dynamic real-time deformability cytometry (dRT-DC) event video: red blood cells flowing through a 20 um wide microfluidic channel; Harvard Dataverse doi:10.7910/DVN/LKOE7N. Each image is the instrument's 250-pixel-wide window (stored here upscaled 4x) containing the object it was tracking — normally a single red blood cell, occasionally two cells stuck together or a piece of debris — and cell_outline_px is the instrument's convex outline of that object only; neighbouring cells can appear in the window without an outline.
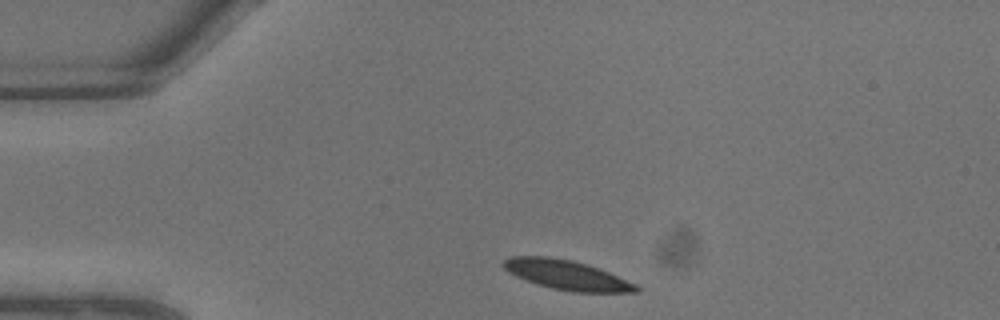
{"species": "common noctule bat (a hibernating species)", "species_latin": "Nyctalus noctula", "temperature_condition": "warm", "stored_images_in_passage": 4, "camera_frame_rate_fps": 3000, "um_per_image_px": 0.085, "animal": {"sex": "male", "body_mass_g": 13.3}, "frame": {"image": 1, "passage_image": 1, "time_ms": 0.0, "image_size_px": [1000, 320], "cell_outline_px": [[640, 292], [572, 292], [552, 288], [536, 284], [516, 276], [508, 272], [500, 264], [504, 260], [512, 256], [548, 256], [572, 260], [588, 264], [600, 268], [636, 284], [640, 288]], "centroid_in_image_um": [48.17, 23.36], "position_along_channel_um": 36.8, "area_um2": 23.0}}
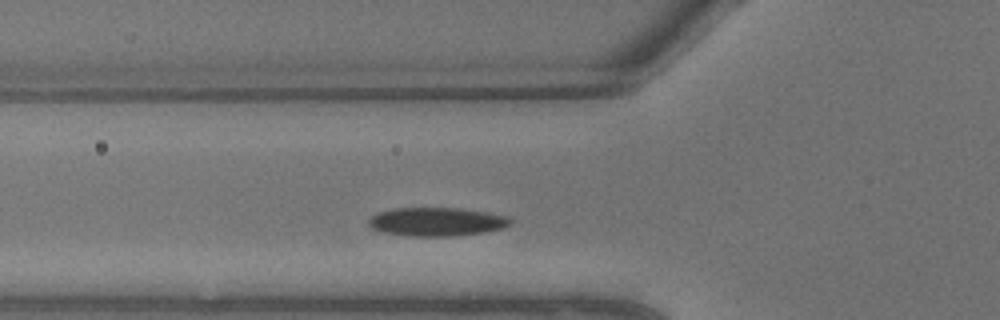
{"frame": {"image": 2, "passage_image": 4, "time_ms": 1.0, "image_size_px": [1000, 320], "cell_outline_px": [[512, 224], [504, 228], [484, 232], [452, 236], [412, 236], [384, 232], [372, 228], [368, 224], [368, 220], [376, 212], [392, 208], [464, 208], [488, 212], [508, 216], [512, 220]], "centroid_in_image_um": [37.15, 18.83], "position_along_channel_um": 88.7, "area_um2": 23.81}}